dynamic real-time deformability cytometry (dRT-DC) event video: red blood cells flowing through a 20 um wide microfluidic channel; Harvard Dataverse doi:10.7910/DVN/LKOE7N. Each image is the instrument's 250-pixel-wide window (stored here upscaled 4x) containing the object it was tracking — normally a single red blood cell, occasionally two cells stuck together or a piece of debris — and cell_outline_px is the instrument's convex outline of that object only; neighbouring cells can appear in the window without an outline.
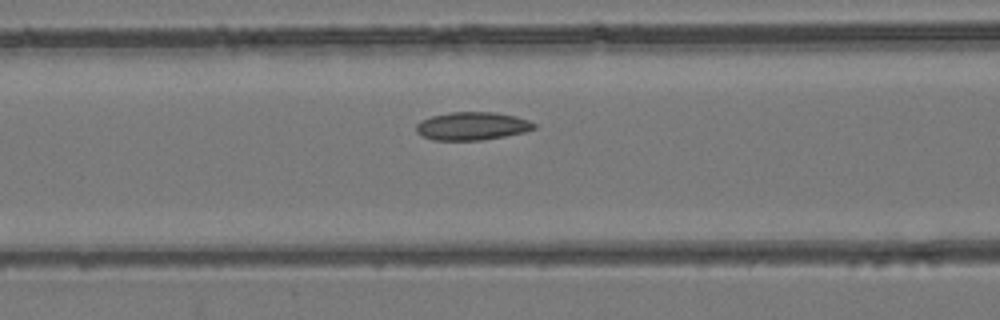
{"species": "common noctule bat (a hibernating species)", "species_latin": "Nyctalus noctula", "temperature_condition": "room temperature", "stored_images_in_passage": 43, "camera_frame_rate_fps": 3000, "um_per_image_px": 0.085, "animal": {"sex": "female", "body_mass_g": 24.6, "forearm_length_mm": 56.2}, "frame": {"image": 1, "passage_image": 14, "time_ms": 4.333, "image_size_px": [1000, 320], "cell_outline_px": [[536, 128], [524, 132], [504, 136], [480, 140], [432, 140], [416, 132], [416, 124], [420, 120], [432, 116], [448, 112], [496, 112], [516, 116], [528, 120], [536, 124]], "centroid_in_image_um": [40.12, 10.7], "position_along_channel_um": 126.5, "area_um2": 19.31}}
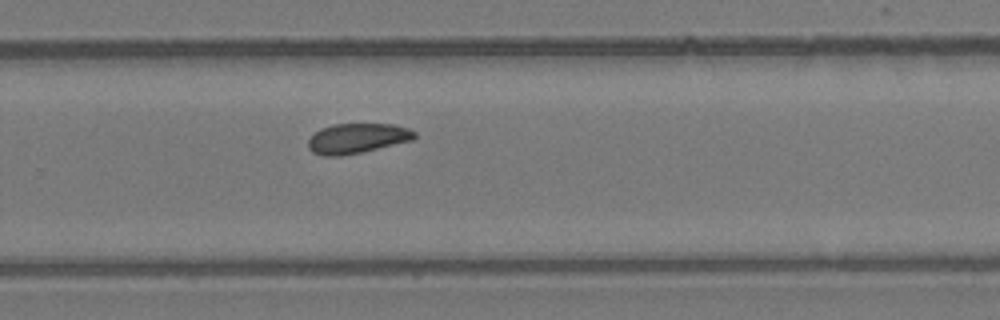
{"frame": {"image": 2, "passage_image": 26, "time_ms": 8.333, "image_size_px": [1000, 320], "cell_outline_px": [[416, 136], [412, 140], [360, 152], [340, 156], [324, 156], [312, 152], [308, 148], [308, 140], [320, 128], [332, 124], [392, 124], [408, 128], [416, 132]], "centroid_in_image_um": [30.33, 11.75], "position_along_channel_um": 299.5, "area_um2": 18.44}}
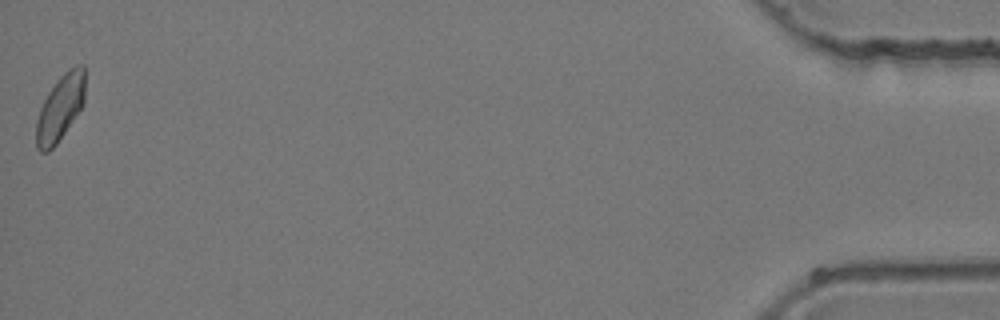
{"frame": {"image": 3, "passage_image": 42, "time_ms": 13.667, "image_size_px": [1000, 320], "cell_outline_px": [[84, 104], [56, 144], [48, 152], [40, 152], [36, 148], [36, 120], [40, 108], [48, 92], [60, 76], [68, 68], [76, 64], [84, 64]], "centroid_in_image_um": [5.11, 9.15], "position_along_channel_um": 430.1, "area_um2": 18.73}}